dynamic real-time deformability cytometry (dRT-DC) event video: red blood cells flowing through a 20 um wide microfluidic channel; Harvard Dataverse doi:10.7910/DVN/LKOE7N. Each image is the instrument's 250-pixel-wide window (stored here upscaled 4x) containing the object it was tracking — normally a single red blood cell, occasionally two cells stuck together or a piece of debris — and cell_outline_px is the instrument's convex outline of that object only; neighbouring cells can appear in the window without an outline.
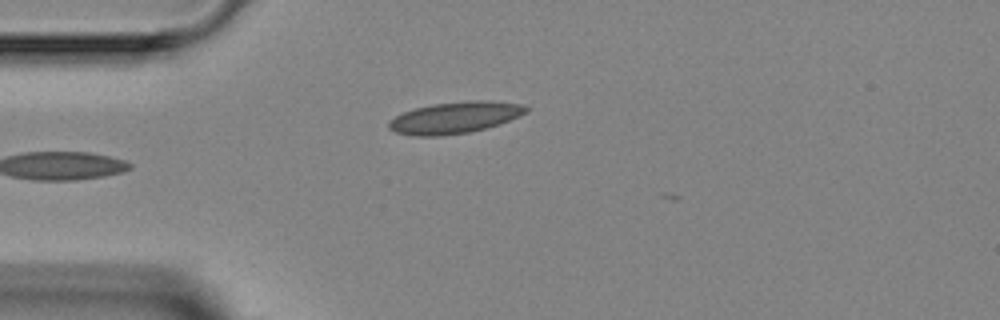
{"species": "Egyptian fruit bat (a non-hibernating species)", "species_latin": "Rousettus aegyptiacus", "temperature_condition": "room temperature", "stored_images_in_passage": 2, "camera_frame_rate_fps": 3000, "um_per_image_px": 0.085, "animal": {"sex": "female"}, "frame": {"image": 1, "passage_image": 1, "time_ms": 0.0, "image_size_px": [1000, 320], "cell_outline_px": [[532, 108], [528, 112], [520, 116], [500, 124], [468, 132], [440, 136], [412, 136], [396, 132], [388, 128], [388, 120], [404, 112], [416, 108], [432, 104], [468, 100], [492, 100], [524, 104]], "centroid_in_image_um": [38.72, 9.98], "position_along_channel_um": 46.3, "area_um2": 25.55}}